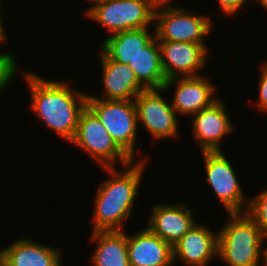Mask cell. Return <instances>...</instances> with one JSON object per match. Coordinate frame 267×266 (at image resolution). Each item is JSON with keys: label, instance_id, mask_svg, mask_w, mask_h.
<instances>
[{"label": "cell", "instance_id": "obj_12", "mask_svg": "<svg viewBox=\"0 0 267 266\" xmlns=\"http://www.w3.org/2000/svg\"><path fill=\"white\" fill-rule=\"evenodd\" d=\"M222 98H218L210 106L193 114L192 133L200 152L221 151L222 141L225 136L234 132V126L230 120L229 112L224 106Z\"/></svg>", "mask_w": 267, "mask_h": 266}, {"label": "cell", "instance_id": "obj_3", "mask_svg": "<svg viewBox=\"0 0 267 266\" xmlns=\"http://www.w3.org/2000/svg\"><path fill=\"white\" fill-rule=\"evenodd\" d=\"M227 216L218 231L219 260L227 266H263L267 236L246 212Z\"/></svg>", "mask_w": 267, "mask_h": 266}, {"label": "cell", "instance_id": "obj_7", "mask_svg": "<svg viewBox=\"0 0 267 266\" xmlns=\"http://www.w3.org/2000/svg\"><path fill=\"white\" fill-rule=\"evenodd\" d=\"M87 106L96 114L117 145L132 160H136L138 156L136 153L140 154V148L135 147L140 125L134 100H103L87 97Z\"/></svg>", "mask_w": 267, "mask_h": 266}, {"label": "cell", "instance_id": "obj_13", "mask_svg": "<svg viewBox=\"0 0 267 266\" xmlns=\"http://www.w3.org/2000/svg\"><path fill=\"white\" fill-rule=\"evenodd\" d=\"M151 210L146 227L171 246L198 222L192 208L184 202L174 204L162 202L152 206Z\"/></svg>", "mask_w": 267, "mask_h": 266}, {"label": "cell", "instance_id": "obj_10", "mask_svg": "<svg viewBox=\"0 0 267 266\" xmlns=\"http://www.w3.org/2000/svg\"><path fill=\"white\" fill-rule=\"evenodd\" d=\"M161 66L166 79L196 77L207 67L210 46L190 42L158 40Z\"/></svg>", "mask_w": 267, "mask_h": 266}, {"label": "cell", "instance_id": "obj_14", "mask_svg": "<svg viewBox=\"0 0 267 266\" xmlns=\"http://www.w3.org/2000/svg\"><path fill=\"white\" fill-rule=\"evenodd\" d=\"M172 249L174 265L180 260L184 266H208L218 257V231L197 222Z\"/></svg>", "mask_w": 267, "mask_h": 266}, {"label": "cell", "instance_id": "obj_9", "mask_svg": "<svg viewBox=\"0 0 267 266\" xmlns=\"http://www.w3.org/2000/svg\"><path fill=\"white\" fill-rule=\"evenodd\" d=\"M164 88L145 89L135 99L138 124L154 140L179 138V116L166 96ZM163 94V95H162Z\"/></svg>", "mask_w": 267, "mask_h": 266}, {"label": "cell", "instance_id": "obj_16", "mask_svg": "<svg viewBox=\"0 0 267 266\" xmlns=\"http://www.w3.org/2000/svg\"><path fill=\"white\" fill-rule=\"evenodd\" d=\"M130 266H173L172 246L148 227L127 234Z\"/></svg>", "mask_w": 267, "mask_h": 266}, {"label": "cell", "instance_id": "obj_8", "mask_svg": "<svg viewBox=\"0 0 267 266\" xmlns=\"http://www.w3.org/2000/svg\"><path fill=\"white\" fill-rule=\"evenodd\" d=\"M222 151H204V172L207 176L204 181L220 200L226 213H244L247 210L249 199L237 179L234 164Z\"/></svg>", "mask_w": 267, "mask_h": 266}, {"label": "cell", "instance_id": "obj_2", "mask_svg": "<svg viewBox=\"0 0 267 266\" xmlns=\"http://www.w3.org/2000/svg\"><path fill=\"white\" fill-rule=\"evenodd\" d=\"M148 160L146 155V158L142 157L139 161L133 160L130 164L122 166L121 170L116 167H103L109 177L96 189L91 219L92 232L124 231L125 224L132 216V207L134 208L137 200Z\"/></svg>", "mask_w": 267, "mask_h": 266}, {"label": "cell", "instance_id": "obj_27", "mask_svg": "<svg viewBox=\"0 0 267 266\" xmlns=\"http://www.w3.org/2000/svg\"><path fill=\"white\" fill-rule=\"evenodd\" d=\"M7 42H8V41H7V40L0 34V46L3 47L4 44L7 45ZM2 44H3V45H2ZM1 47H0V48H1ZM0 52H1V50H0Z\"/></svg>", "mask_w": 267, "mask_h": 266}, {"label": "cell", "instance_id": "obj_29", "mask_svg": "<svg viewBox=\"0 0 267 266\" xmlns=\"http://www.w3.org/2000/svg\"><path fill=\"white\" fill-rule=\"evenodd\" d=\"M85 1L89 2L90 4L92 3V5H93L97 2H100L101 0H85ZM83 2H84V0H83Z\"/></svg>", "mask_w": 267, "mask_h": 266}, {"label": "cell", "instance_id": "obj_18", "mask_svg": "<svg viewBox=\"0 0 267 266\" xmlns=\"http://www.w3.org/2000/svg\"><path fill=\"white\" fill-rule=\"evenodd\" d=\"M151 27L127 30L108 36L100 49L112 60L129 65L131 61L155 38Z\"/></svg>", "mask_w": 267, "mask_h": 266}, {"label": "cell", "instance_id": "obj_19", "mask_svg": "<svg viewBox=\"0 0 267 266\" xmlns=\"http://www.w3.org/2000/svg\"><path fill=\"white\" fill-rule=\"evenodd\" d=\"M90 240L96 243L90 256L92 266H130L127 234L124 231H94Z\"/></svg>", "mask_w": 267, "mask_h": 266}, {"label": "cell", "instance_id": "obj_15", "mask_svg": "<svg viewBox=\"0 0 267 266\" xmlns=\"http://www.w3.org/2000/svg\"><path fill=\"white\" fill-rule=\"evenodd\" d=\"M99 60L102 69L103 95L88 94L87 97H95L103 100H134L145 88L137 80L135 73L129 65L110 59L99 49Z\"/></svg>", "mask_w": 267, "mask_h": 266}, {"label": "cell", "instance_id": "obj_30", "mask_svg": "<svg viewBox=\"0 0 267 266\" xmlns=\"http://www.w3.org/2000/svg\"><path fill=\"white\" fill-rule=\"evenodd\" d=\"M160 1H163V2H166V3H171V4H173L172 3V0H160ZM174 1V0H173Z\"/></svg>", "mask_w": 267, "mask_h": 266}, {"label": "cell", "instance_id": "obj_24", "mask_svg": "<svg viewBox=\"0 0 267 266\" xmlns=\"http://www.w3.org/2000/svg\"><path fill=\"white\" fill-rule=\"evenodd\" d=\"M220 12L225 14L227 17H233V14H237L240 9H243L244 3L246 4L249 0H217ZM253 0H250V2Z\"/></svg>", "mask_w": 267, "mask_h": 266}, {"label": "cell", "instance_id": "obj_6", "mask_svg": "<svg viewBox=\"0 0 267 266\" xmlns=\"http://www.w3.org/2000/svg\"><path fill=\"white\" fill-rule=\"evenodd\" d=\"M83 150L103 167L125 166L133 160L117 145L96 114L86 106L80 113L77 130L69 143ZM119 161V162H118Z\"/></svg>", "mask_w": 267, "mask_h": 266}, {"label": "cell", "instance_id": "obj_21", "mask_svg": "<svg viewBox=\"0 0 267 266\" xmlns=\"http://www.w3.org/2000/svg\"><path fill=\"white\" fill-rule=\"evenodd\" d=\"M248 199L246 214L267 236V188Z\"/></svg>", "mask_w": 267, "mask_h": 266}, {"label": "cell", "instance_id": "obj_4", "mask_svg": "<svg viewBox=\"0 0 267 266\" xmlns=\"http://www.w3.org/2000/svg\"><path fill=\"white\" fill-rule=\"evenodd\" d=\"M160 0H101L85 10L84 16L101 25L109 36L133 29L154 27Z\"/></svg>", "mask_w": 267, "mask_h": 266}, {"label": "cell", "instance_id": "obj_22", "mask_svg": "<svg viewBox=\"0 0 267 266\" xmlns=\"http://www.w3.org/2000/svg\"><path fill=\"white\" fill-rule=\"evenodd\" d=\"M0 52V94L3 95L4 91L6 92L7 86L12 84L18 71L20 72L21 68L17 65V60L12 53ZM20 68V69H19ZM19 69V70H18ZM0 95V96H2Z\"/></svg>", "mask_w": 267, "mask_h": 266}, {"label": "cell", "instance_id": "obj_1", "mask_svg": "<svg viewBox=\"0 0 267 266\" xmlns=\"http://www.w3.org/2000/svg\"><path fill=\"white\" fill-rule=\"evenodd\" d=\"M21 76L27 83L31 98L30 110L38 121L60 140L71 142L77 130L78 119L87 106L88 93L71 86L69 81L52 80L34 71L23 70ZM40 75V76H39Z\"/></svg>", "mask_w": 267, "mask_h": 266}, {"label": "cell", "instance_id": "obj_20", "mask_svg": "<svg viewBox=\"0 0 267 266\" xmlns=\"http://www.w3.org/2000/svg\"><path fill=\"white\" fill-rule=\"evenodd\" d=\"M129 67L145 89L163 88L167 81L162 70L160 47L156 37L130 62Z\"/></svg>", "mask_w": 267, "mask_h": 266}, {"label": "cell", "instance_id": "obj_5", "mask_svg": "<svg viewBox=\"0 0 267 266\" xmlns=\"http://www.w3.org/2000/svg\"><path fill=\"white\" fill-rule=\"evenodd\" d=\"M177 5L159 1L155 9L154 29L157 40L206 44L213 20Z\"/></svg>", "mask_w": 267, "mask_h": 266}, {"label": "cell", "instance_id": "obj_11", "mask_svg": "<svg viewBox=\"0 0 267 266\" xmlns=\"http://www.w3.org/2000/svg\"><path fill=\"white\" fill-rule=\"evenodd\" d=\"M173 84V85H172ZM175 84V85H174ZM174 87L171 105L178 116L191 117L202 109L210 106L219 97L216 85L213 84L209 76L204 74L196 77H176L168 79L163 88L166 93ZM216 92V93H215Z\"/></svg>", "mask_w": 267, "mask_h": 266}, {"label": "cell", "instance_id": "obj_26", "mask_svg": "<svg viewBox=\"0 0 267 266\" xmlns=\"http://www.w3.org/2000/svg\"><path fill=\"white\" fill-rule=\"evenodd\" d=\"M259 3V5L267 12V0H254L253 2Z\"/></svg>", "mask_w": 267, "mask_h": 266}, {"label": "cell", "instance_id": "obj_28", "mask_svg": "<svg viewBox=\"0 0 267 266\" xmlns=\"http://www.w3.org/2000/svg\"><path fill=\"white\" fill-rule=\"evenodd\" d=\"M263 266H267V247H266L265 253H264Z\"/></svg>", "mask_w": 267, "mask_h": 266}, {"label": "cell", "instance_id": "obj_23", "mask_svg": "<svg viewBox=\"0 0 267 266\" xmlns=\"http://www.w3.org/2000/svg\"><path fill=\"white\" fill-rule=\"evenodd\" d=\"M260 79L258 83V99L256 102V110L267 113V59L262 63H258Z\"/></svg>", "mask_w": 267, "mask_h": 266}, {"label": "cell", "instance_id": "obj_25", "mask_svg": "<svg viewBox=\"0 0 267 266\" xmlns=\"http://www.w3.org/2000/svg\"><path fill=\"white\" fill-rule=\"evenodd\" d=\"M2 0H0V34L9 42V40H8V36H6L7 34L5 33V26H4V22H3V15L4 14H1L2 12V10H1V7H2V2H1Z\"/></svg>", "mask_w": 267, "mask_h": 266}, {"label": "cell", "instance_id": "obj_17", "mask_svg": "<svg viewBox=\"0 0 267 266\" xmlns=\"http://www.w3.org/2000/svg\"><path fill=\"white\" fill-rule=\"evenodd\" d=\"M59 247L19 238L0 250L3 266H63Z\"/></svg>", "mask_w": 267, "mask_h": 266}]
</instances>
